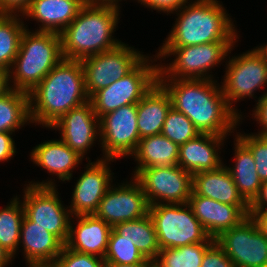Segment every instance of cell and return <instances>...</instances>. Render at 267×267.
Masks as SVG:
<instances>
[{
    "mask_svg": "<svg viewBox=\"0 0 267 267\" xmlns=\"http://www.w3.org/2000/svg\"><path fill=\"white\" fill-rule=\"evenodd\" d=\"M216 82L215 79L158 78L170 96L172 107L188 117L200 133L227 136L236 129L241 117L228 105Z\"/></svg>",
    "mask_w": 267,
    "mask_h": 267,
    "instance_id": "obj_1",
    "label": "cell"
},
{
    "mask_svg": "<svg viewBox=\"0 0 267 267\" xmlns=\"http://www.w3.org/2000/svg\"><path fill=\"white\" fill-rule=\"evenodd\" d=\"M28 94L31 122L46 128L90 100L83 68L77 60L63 59Z\"/></svg>",
    "mask_w": 267,
    "mask_h": 267,
    "instance_id": "obj_2",
    "label": "cell"
},
{
    "mask_svg": "<svg viewBox=\"0 0 267 267\" xmlns=\"http://www.w3.org/2000/svg\"><path fill=\"white\" fill-rule=\"evenodd\" d=\"M119 10L111 6L85 4L60 33L64 59L81 61L119 46L122 42L112 38L120 19Z\"/></svg>",
    "mask_w": 267,
    "mask_h": 267,
    "instance_id": "obj_3",
    "label": "cell"
},
{
    "mask_svg": "<svg viewBox=\"0 0 267 267\" xmlns=\"http://www.w3.org/2000/svg\"><path fill=\"white\" fill-rule=\"evenodd\" d=\"M189 2L177 10L179 13L175 11L178 18L162 47H184L239 39L234 22L220 1Z\"/></svg>",
    "mask_w": 267,
    "mask_h": 267,
    "instance_id": "obj_4",
    "label": "cell"
},
{
    "mask_svg": "<svg viewBox=\"0 0 267 267\" xmlns=\"http://www.w3.org/2000/svg\"><path fill=\"white\" fill-rule=\"evenodd\" d=\"M63 59L59 33L25 29L8 72L10 88L30 93Z\"/></svg>",
    "mask_w": 267,
    "mask_h": 267,
    "instance_id": "obj_5",
    "label": "cell"
},
{
    "mask_svg": "<svg viewBox=\"0 0 267 267\" xmlns=\"http://www.w3.org/2000/svg\"><path fill=\"white\" fill-rule=\"evenodd\" d=\"M236 42L220 41L184 47H161L157 56L153 55L154 61H157V58L166 59V56L168 58L170 55L176 57L167 67L166 64H159L158 78L214 80L213 76L208 74L210 69L224 61Z\"/></svg>",
    "mask_w": 267,
    "mask_h": 267,
    "instance_id": "obj_6",
    "label": "cell"
},
{
    "mask_svg": "<svg viewBox=\"0 0 267 267\" xmlns=\"http://www.w3.org/2000/svg\"><path fill=\"white\" fill-rule=\"evenodd\" d=\"M148 213L154 224L160 250L198 242H215L188 203L150 205Z\"/></svg>",
    "mask_w": 267,
    "mask_h": 267,
    "instance_id": "obj_7",
    "label": "cell"
},
{
    "mask_svg": "<svg viewBox=\"0 0 267 267\" xmlns=\"http://www.w3.org/2000/svg\"><path fill=\"white\" fill-rule=\"evenodd\" d=\"M55 184L52 179L46 182L31 181L24 187V200L21 203L27 219L54 234L65 245L72 215L58 198Z\"/></svg>",
    "mask_w": 267,
    "mask_h": 267,
    "instance_id": "obj_8",
    "label": "cell"
},
{
    "mask_svg": "<svg viewBox=\"0 0 267 267\" xmlns=\"http://www.w3.org/2000/svg\"><path fill=\"white\" fill-rule=\"evenodd\" d=\"M149 59L146 56L130 73L90 98L98 118L124 105L137 104L158 82L159 64L152 65L154 61Z\"/></svg>",
    "mask_w": 267,
    "mask_h": 267,
    "instance_id": "obj_9",
    "label": "cell"
},
{
    "mask_svg": "<svg viewBox=\"0 0 267 267\" xmlns=\"http://www.w3.org/2000/svg\"><path fill=\"white\" fill-rule=\"evenodd\" d=\"M146 55L121 43L116 48L84 58L80 61L86 92L91 98L98 90L130 73Z\"/></svg>",
    "mask_w": 267,
    "mask_h": 267,
    "instance_id": "obj_10",
    "label": "cell"
},
{
    "mask_svg": "<svg viewBox=\"0 0 267 267\" xmlns=\"http://www.w3.org/2000/svg\"><path fill=\"white\" fill-rule=\"evenodd\" d=\"M226 73L221 89L228 105L241 117L233 102L253 97L255 91L267 84V63L254 48L226 61Z\"/></svg>",
    "mask_w": 267,
    "mask_h": 267,
    "instance_id": "obj_11",
    "label": "cell"
},
{
    "mask_svg": "<svg viewBox=\"0 0 267 267\" xmlns=\"http://www.w3.org/2000/svg\"><path fill=\"white\" fill-rule=\"evenodd\" d=\"M134 178L139 182L147 203L186 204L192 193L193 175L179 165L141 169Z\"/></svg>",
    "mask_w": 267,
    "mask_h": 267,
    "instance_id": "obj_12",
    "label": "cell"
},
{
    "mask_svg": "<svg viewBox=\"0 0 267 267\" xmlns=\"http://www.w3.org/2000/svg\"><path fill=\"white\" fill-rule=\"evenodd\" d=\"M103 157L117 159L132 155L138 147L137 104L124 105L99 118Z\"/></svg>",
    "mask_w": 267,
    "mask_h": 267,
    "instance_id": "obj_13",
    "label": "cell"
},
{
    "mask_svg": "<svg viewBox=\"0 0 267 267\" xmlns=\"http://www.w3.org/2000/svg\"><path fill=\"white\" fill-rule=\"evenodd\" d=\"M215 242L235 267H267V238L250 215L239 225L221 232Z\"/></svg>",
    "mask_w": 267,
    "mask_h": 267,
    "instance_id": "obj_14",
    "label": "cell"
},
{
    "mask_svg": "<svg viewBox=\"0 0 267 267\" xmlns=\"http://www.w3.org/2000/svg\"><path fill=\"white\" fill-rule=\"evenodd\" d=\"M148 210L149 204L142 187L133 177L126 184L112 185L94 215L113 227L117 223L140 219L148 214Z\"/></svg>",
    "mask_w": 267,
    "mask_h": 267,
    "instance_id": "obj_15",
    "label": "cell"
},
{
    "mask_svg": "<svg viewBox=\"0 0 267 267\" xmlns=\"http://www.w3.org/2000/svg\"><path fill=\"white\" fill-rule=\"evenodd\" d=\"M110 161L116 160L102 157L96 162L89 160L86 164V171L79 177L72 192L69 209L73 218L80 215H94L98 210L100 201L113 182L114 174L110 170Z\"/></svg>",
    "mask_w": 267,
    "mask_h": 267,
    "instance_id": "obj_16",
    "label": "cell"
},
{
    "mask_svg": "<svg viewBox=\"0 0 267 267\" xmlns=\"http://www.w3.org/2000/svg\"><path fill=\"white\" fill-rule=\"evenodd\" d=\"M51 128L59 130L61 140L82 158L100 136L99 118L90 100L65 113Z\"/></svg>",
    "mask_w": 267,
    "mask_h": 267,
    "instance_id": "obj_17",
    "label": "cell"
},
{
    "mask_svg": "<svg viewBox=\"0 0 267 267\" xmlns=\"http://www.w3.org/2000/svg\"><path fill=\"white\" fill-rule=\"evenodd\" d=\"M188 204L207 234L216 238L221 232L239 225L248 215L237 205L196 195L193 191Z\"/></svg>",
    "mask_w": 267,
    "mask_h": 267,
    "instance_id": "obj_18",
    "label": "cell"
},
{
    "mask_svg": "<svg viewBox=\"0 0 267 267\" xmlns=\"http://www.w3.org/2000/svg\"><path fill=\"white\" fill-rule=\"evenodd\" d=\"M227 136L201 133L179 146L178 165L192 175L200 171L216 170L223 164L219 146Z\"/></svg>",
    "mask_w": 267,
    "mask_h": 267,
    "instance_id": "obj_19",
    "label": "cell"
},
{
    "mask_svg": "<svg viewBox=\"0 0 267 267\" xmlns=\"http://www.w3.org/2000/svg\"><path fill=\"white\" fill-rule=\"evenodd\" d=\"M75 228L70 221L69 237L65 246L71 250L104 259L112 226L95 215L75 216Z\"/></svg>",
    "mask_w": 267,
    "mask_h": 267,
    "instance_id": "obj_20",
    "label": "cell"
},
{
    "mask_svg": "<svg viewBox=\"0 0 267 267\" xmlns=\"http://www.w3.org/2000/svg\"><path fill=\"white\" fill-rule=\"evenodd\" d=\"M192 191L196 195L221 203L237 205L248 216L250 215V204L239 193L226 165H222L216 170L200 171L193 174Z\"/></svg>",
    "mask_w": 267,
    "mask_h": 267,
    "instance_id": "obj_21",
    "label": "cell"
},
{
    "mask_svg": "<svg viewBox=\"0 0 267 267\" xmlns=\"http://www.w3.org/2000/svg\"><path fill=\"white\" fill-rule=\"evenodd\" d=\"M84 0H32L21 17L40 22L37 31L61 33L85 5ZM42 23V24H41Z\"/></svg>",
    "mask_w": 267,
    "mask_h": 267,
    "instance_id": "obj_22",
    "label": "cell"
},
{
    "mask_svg": "<svg viewBox=\"0 0 267 267\" xmlns=\"http://www.w3.org/2000/svg\"><path fill=\"white\" fill-rule=\"evenodd\" d=\"M34 164L55 174L61 181L72 179V170L82 163V157L67 146L61 139L45 141L36 145L30 154Z\"/></svg>",
    "mask_w": 267,
    "mask_h": 267,
    "instance_id": "obj_23",
    "label": "cell"
},
{
    "mask_svg": "<svg viewBox=\"0 0 267 267\" xmlns=\"http://www.w3.org/2000/svg\"><path fill=\"white\" fill-rule=\"evenodd\" d=\"M171 107L169 94L157 82L137 103V126L140 139L162 133Z\"/></svg>",
    "mask_w": 267,
    "mask_h": 267,
    "instance_id": "obj_24",
    "label": "cell"
},
{
    "mask_svg": "<svg viewBox=\"0 0 267 267\" xmlns=\"http://www.w3.org/2000/svg\"><path fill=\"white\" fill-rule=\"evenodd\" d=\"M19 245L23 247L25 261L56 259L64 244L45 228L35 225L25 216L20 231Z\"/></svg>",
    "mask_w": 267,
    "mask_h": 267,
    "instance_id": "obj_25",
    "label": "cell"
},
{
    "mask_svg": "<svg viewBox=\"0 0 267 267\" xmlns=\"http://www.w3.org/2000/svg\"><path fill=\"white\" fill-rule=\"evenodd\" d=\"M137 161L133 176L141 169L178 165L179 146L163 134L143 137L131 155Z\"/></svg>",
    "mask_w": 267,
    "mask_h": 267,
    "instance_id": "obj_26",
    "label": "cell"
},
{
    "mask_svg": "<svg viewBox=\"0 0 267 267\" xmlns=\"http://www.w3.org/2000/svg\"><path fill=\"white\" fill-rule=\"evenodd\" d=\"M236 141V143H235ZM234 141L235 165L227 167L242 197L251 204L262 186L251 151L236 137Z\"/></svg>",
    "mask_w": 267,
    "mask_h": 267,
    "instance_id": "obj_27",
    "label": "cell"
},
{
    "mask_svg": "<svg viewBox=\"0 0 267 267\" xmlns=\"http://www.w3.org/2000/svg\"><path fill=\"white\" fill-rule=\"evenodd\" d=\"M112 229L118 235L133 241L146 259L155 261L158 257V238L149 213L137 220L117 223Z\"/></svg>",
    "mask_w": 267,
    "mask_h": 267,
    "instance_id": "obj_28",
    "label": "cell"
},
{
    "mask_svg": "<svg viewBox=\"0 0 267 267\" xmlns=\"http://www.w3.org/2000/svg\"><path fill=\"white\" fill-rule=\"evenodd\" d=\"M31 123L29 94L10 88L0 95V132H15Z\"/></svg>",
    "mask_w": 267,
    "mask_h": 267,
    "instance_id": "obj_29",
    "label": "cell"
},
{
    "mask_svg": "<svg viewBox=\"0 0 267 267\" xmlns=\"http://www.w3.org/2000/svg\"><path fill=\"white\" fill-rule=\"evenodd\" d=\"M19 16L0 14V67L8 72L18 54L21 36L27 28Z\"/></svg>",
    "mask_w": 267,
    "mask_h": 267,
    "instance_id": "obj_30",
    "label": "cell"
},
{
    "mask_svg": "<svg viewBox=\"0 0 267 267\" xmlns=\"http://www.w3.org/2000/svg\"><path fill=\"white\" fill-rule=\"evenodd\" d=\"M19 197L11 199L10 203L0 210V245L12 256L19 250L21 225L24 209Z\"/></svg>",
    "mask_w": 267,
    "mask_h": 267,
    "instance_id": "obj_31",
    "label": "cell"
},
{
    "mask_svg": "<svg viewBox=\"0 0 267 267\" xmlns=\"http://www.w3.org/2000/svg\"><path fill=\"white\" fill-rule=\"evenodd\" d=\"M214 242H198L177 248L161 249L155 260L156 267H200L205 251Z\"/></svg>",
    "mask_w": 267,
    "mask_h": 267,
    "instance_id": "obj_32",
    "label": "cell"
},
{
    "mask_svg": "<svg viewBox=\"0 0 267 267\" xmlns=\"http://www.w3.org/2000/svg\"><path fill=\"white\" fill-rule=\"evenodd\" d=\"M145 260L146 258L133 244V241L118 235L113 229L111 230L104 255L105 263L138 264Z\"/></svg>",
    "mask_w": 267,
    "mask_h": 267,
    "instance_id": "obj_33",
    "label": "cell"
},
{
    "mask_svg": "<svg viewBox=\"0 0 267 267\" xmlns=\"http://www.w3.org/2000/svg\"><path fill=\"white\" fill-rule=\"evenodd\" d=\"M161 134L180 146L201 133L188 117L171 107Z\"/></svg>",
    "mask_w": 267,
    "mask_h": 267,
    "instance_id": "obj_34",
    "label": "cell"
},
{
    "mask_svg": "<svg viewBox=\"0 0 267 267\" xmlns=\"http://www.w3.org/2000/svg\"><path fill=\"white\" fill-rule=\"evenodd\" d=\"M236 136L252 153L257 174L262 182L267 181V137L257 134L237 133Z\"/></svg>",
    "mask_w": 267,
    "mask_h": 267,
    "instance_id": "obj_35",
    "label": "cell"
},
{
    "mask_svg": "<svg viewBox=\"0 0 267 267\" xmlns=\"http://www.w3.org/2000/svg\"><path fill=\"white\" fill-rule=\"evenodd\" d=\"M56 259L60 267H105L104 259L71 250L65 245Z\"/></svg>",
    "mask_w": 267,
    "mask_h": 267,
    "instance_id": "obj_36",
    "label": "cell"
},
{
    "mask_svg": "<svg viewBox=\"0 0 267 267\" xmlns=\"http://www.w3.org/2000/svg\"><path fill=\"white\" fill-rule=\"evenodd\" d=\"M200 267H235L226 253L214 242L204 253Z\"/></svg>",
    "mask_w": 267,
    "mask_h": 267,
    "instance_id": "obj_37",
    "label": "cell"
},
{
    "mask_svg": "<svg viewBox=\"0 0 267 267\" xmlns=\"http://www.w3.org/2000/svg\"><path fill=\"white\" fill-rule=\"evenodd\" d=\"M190 0H138V2L143 6L151 8L153 10H158L159 12H166L168 14L179 10L185 3Z\"/></svg>",
    "mask_w": 267,
    "mask_h": 267,
    "instance_id": "obj_38",
    "label": "cell"
},
{
    "mask_svg": "<svg viewBox=\"0 0 267 267\" xmlns=\"http://www.w3.org/2000/svg\"><path fill=\"white\" fill-rule=\"evenodd\" d=\"M257 101L252 114L254 117L252 118H255L257 123L259 122L262 126L257 135L267 137V92L260 96Z\"/></svg>",
    "mask_w": 267,
    "mask_h": 267,
    "instance_id": "obj_39",
    "label": "cell"
},
{
    "mask_svg": "<svg viewBox=\"0 0 267 267\" xmlns=\"http://www.w3.org/2000/svg\"><path fill=\"white\" fill-rule=\"evenodd\" d=\"M32 0H0V14H23Z\"/></svg>",
    "mask_w": 267,
    "mask_h": 267,
    "instance_id": "obj_40",
    "label": "cell"
},
{
    "mask_svg": "<svg viewBox=\"0 0 267 267\" xmlns=\"http://www.w3.org/2000/svg\"><path fill=\"white\" fill-rule=\"evenodd\" d=\"M11 132H0V162L8 161L16 153L15 141Z\"/></svg>",
    "mask_w": 267,
    "mask_h": 267,
    "instance_id": "obj_41",
    "label": "cell"
},
{
    "mask_svg": "<svg viewBox=\"0 0 267 267\" xmlns=\"http://www.w3.org/2000/svg\"><path fill=\"white\" fill-rule=\"evenodd\" d=\"M250 216L259 231L267 238V210H250Z\"/></svg>",
    "mask_w": 267,
    "mask_h": 267,
    "instance_id": "obj_42",
    "label": "cell"
},
{
    "mask_svg": "<svg viewBox=\"0 0 267 267\" xmlns=\"http://www.w3.org/2000/svg\"><path fill=\"white\" fill-rule=\"evenodd\" d=\"M267 181L262 182L259 195L250 204V210H267Z\"/></svg>",
    "mask_w": 267,
    "mask_h": 267,
    "instance_id": "obj_43",
    "label": "cell"
},
{
    "mask_svg": "<svg viewBox=\"0 0 267 267\" xmlns=\"http://www.w3.org/2000/svg\"><path fill=\"white\" fill-rule=\"evenodd\" d=\"M29 267H60L57 259L27 261Z\"/></svg>",
    "mask_w": 267,
    "mask_h": 267,
    "instance_id": "obj_44",
    "label": "cell"
},
{
    "mask_svg": "<svg viewBox=\"0 0 267 267\" xmlns=\"http://www.w3.org/2000/svg\"><path fill=\"white\" fill-rule=\"evenodd\" d=\"M105 267H156V265L155 261L146 259L144 262L138 264L105 263Z\"/></svg>",
    "mask_w": 267,
    "mask_h": 267,
    "instance_id": "obj_45",
    "label": "cell"
},
{
    "mask_svg": "<svg viewBox=\"0 0 267 267\" xmlns=\"http://www.w3.org/2000/svg\"><path fill=\"white\" fill-rule=\"evenodd\" d=\"M10 89L8 71L0 67V95Z\"/></svg>",
    "mask_w": 267,
    "mask_h": 267,
    "instance_id": "obj_46",
    "label": "cell"
},
{
    "mask_svg": "<svg viewBox=\"0 0 267 267\" xmlns=\"http://www.w3.org/2000/svg\"><path fill=\"white\" fill-rule=\"evenodd\" d=\"M86 4L99 5V6H111L120 9L118 4L121 0H84Z\"/></svg>",
    "mask_w": 267,
    "mask_h": 267,
    "instance_id": "obj_47",
    "label": "cell"
},
{
    "mask_svg": "<svg viewBox=\"0 0 267 267\" xmlns=\"http://www.w3.org/2000/svg\"><path fill=\"white\" fill-rule=\"evenodd\" d=\"M12 259L14 258L0 245V267L10 265Z\"/></svg>",
    "mask_w": 267,
    "mask_h": 267,
    "instance_id": "obj_48",
    "label": "cell"
},
{
    "mask_svg": "<svg viewBox=\"0 0 267 267\" xmlns=\"http://www.w3.org/2000/svg\"><path fill=\"white\" fill-rule=\"evenodd\" d=\"M256 50L262 55L264 61L267 63V44L257 46Z\"/></svg>",
    "mask_w": 267,
    "mask_h": 267,
    "instance_id": "obj_49",
    "label": "cell"
}]
</instances>
